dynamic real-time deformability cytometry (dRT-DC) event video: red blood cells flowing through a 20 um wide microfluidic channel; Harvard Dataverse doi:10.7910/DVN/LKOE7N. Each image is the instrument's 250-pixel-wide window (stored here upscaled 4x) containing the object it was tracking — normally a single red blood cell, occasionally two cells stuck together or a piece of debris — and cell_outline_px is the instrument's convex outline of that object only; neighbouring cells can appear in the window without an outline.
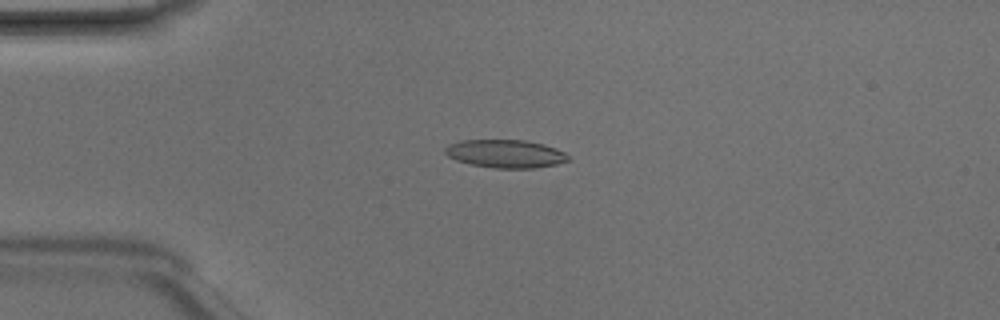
{"species": "Egyptian fruit bat (a non-hibernating species)", "species_latin": "Rousettus aegyptiacus", "temperature_condition": "room temperature", "stored_images_in_passage": 45, "camera_frame_rate_fps": 3000, "um_per_image_px": 0.085, "animal": {"sex": "male"}, "frame": {"image": 1, "passage_image": 9, "time_ms": 2.667, "image_size_px": [1000, 320], "cell_outline_px": [[568, 160], [556, 164], [536, 168], [496, 168], [472, 164], [456, 160], [448, 156], [444, 152], [444, 148], [448, 144], [460, 140], [524, 140], [544, 144], [556, 148], [564, 152], [568, 156]], "centroid_in_image_um": [42.94, 13.06], "position_along_channel_um": 42.1, "area_um2": 20.11}}
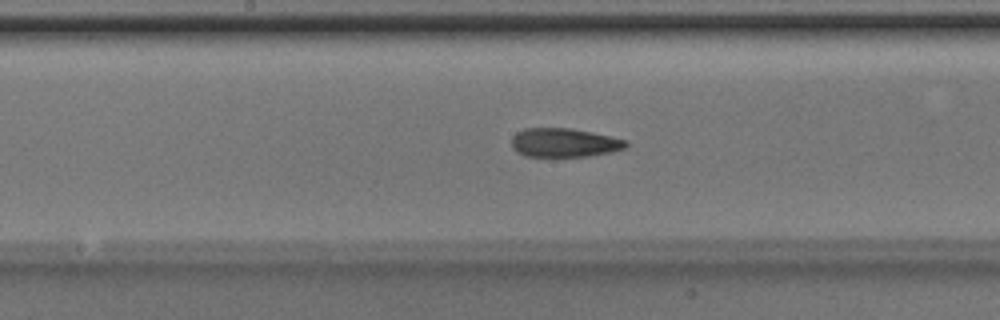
{"frame": {"image": 2, "passage_image": 22, "time_ms": 7.0, "image_size_px": [1000, 320], "cell_outline_px": [[628, 148], [612, 152], [588, 156], [524, 156], [516, 152], [512, 148], [512, 136], [516, 132], [524, 128], [572, 128], [592, 132], [628, 140]], "centroid_in_image_um": [47.97, 12.12], "position_along_channel_um": 200.2, "area_um2": 19.48}}
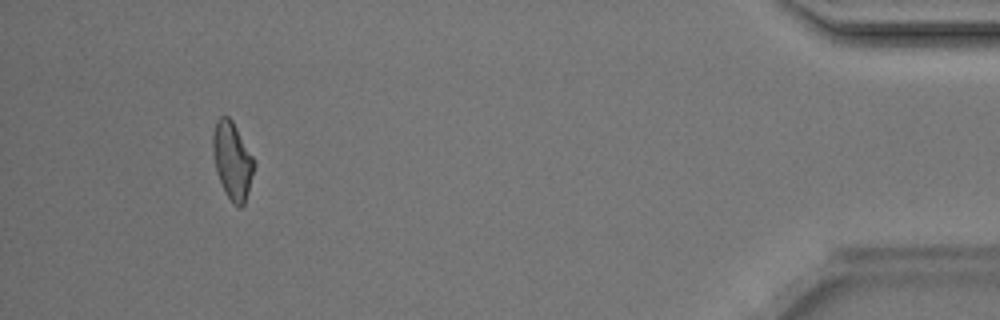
{"frame": {"image": 3, "passage_image": 42, "time_ms": 13.667, "image_size_px": [1000, 320], "cell_outline_px": [[252, 172], [244, 204], [240, 208], [232, 204], [216, 172], [212, 148], [212, 136], [216, 120], [220, 116], [228, 116], [232, 120], [252, 156]], "centroid_in_image_um": [19.7, 13.61], "position_along_channel_um": 415.5, "area_um2": 17.92}, "authors_computed_cell_mechanics": {"area_um2": 19.5942, "velocity_mm_per_s": 4.2209, "shape_relaxation_time_tau1_ms": 8.1295, "shape_relaxation_time_tau2_ms": 3.3316, "deformation_change_tau1": 0.1791, "deformation_change_tau2": 0.1281}}